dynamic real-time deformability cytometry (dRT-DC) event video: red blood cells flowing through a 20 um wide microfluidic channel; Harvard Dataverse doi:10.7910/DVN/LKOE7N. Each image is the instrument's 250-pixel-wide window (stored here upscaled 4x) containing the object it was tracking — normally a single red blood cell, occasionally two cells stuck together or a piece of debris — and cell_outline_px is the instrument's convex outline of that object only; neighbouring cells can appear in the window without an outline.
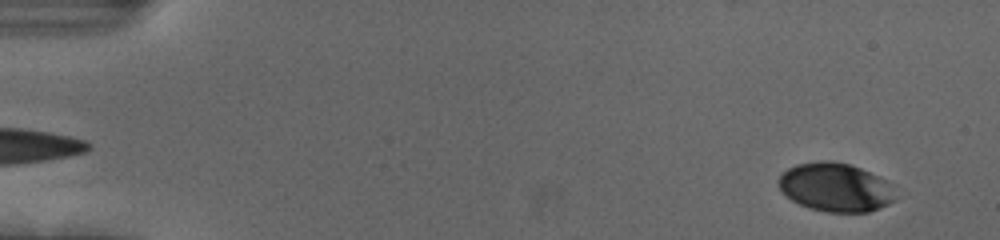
{"species": "human", "species_latin": "Homo sapiens", "temperature_condition": "cold", "stored_images_in_passage": 56, "camera_frame_rate_fps": 3000, "um_per_image_px": 0.085, "donor": {"sex": "female"}, "frame": {"image": 1, "passage_image": 4, "time_ms": 1.0, "image_size_px": [1000, 240], "cell_outline_px": [[896, 200], [880, 208], [868, 212], [828, 212], [808, 208], [792, 200], [780, 188], [776, 180], [788, 168], [796, 164], [820, 160], [832, 160], [848, 164], [860, 168], [880, 176], [896, 184]], "centroid_in_image_um": [71.09, 15.91], "position_along_channel_um": 13.9, "area_um2": 33.7}}
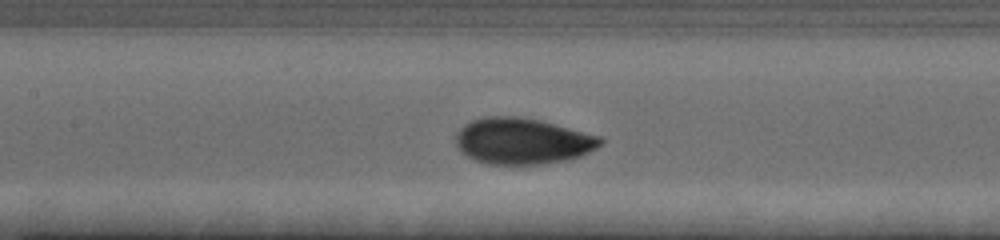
{"frame": {"image": 2, "passage_image": 27, "time_ms": 8.667, "image_size_px": [1000, 240], "cell_outline_px": [[604, 140], [596, 148], [580, 156], [568, 160], [544, 164], [488, 164], [472, 160], [456, 144], [456, 136], [460, 128], [464, 124], [472, 120], [484, 116], [516, 116], [540, 120], [600, 136]], "centroid_in_image_um": [44.4, 11.99], "position_along_channel_um": 163.0, "area_um2": 38.84}}
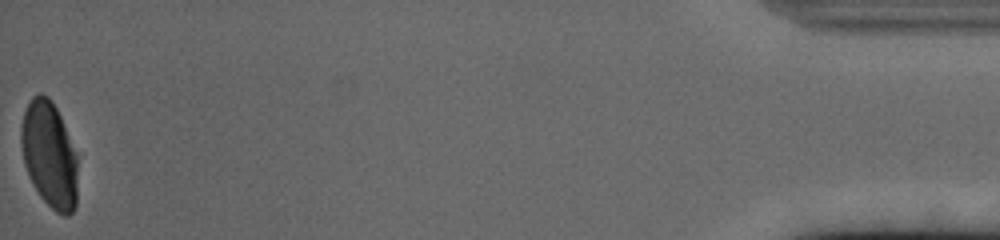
{"frame": {"image": 3, "passage_image": 56, "time_ms": 18.333, "image_size_px": [1000, 240], "cell_outline_px": [[80, 152], [76, 204], [72, 212], [68, 216], [64, 216], [56, 212], [40, 196], [32, 184], [24, 164], [20, 144], [20, 128], [24, 112], [32, 96], [40, 92], [48, 96], [52, 100]], "centroid_in_image_um": [4.25, 13.13], "position_along_channel_um": 431.0, "area_um2": 36.36}, "authors_computed_cell_mechanics": {"area_um2": 37.4833, "velocity_mm_per_s": 3.686, "shape_relaxation_time_tau1_ms": 3.1024, "shape_relaxation_time_tau2_ms": 0.9255, "deformation_change_tau1": 0.1505, "deformation_change_tau2": 0.0445}}